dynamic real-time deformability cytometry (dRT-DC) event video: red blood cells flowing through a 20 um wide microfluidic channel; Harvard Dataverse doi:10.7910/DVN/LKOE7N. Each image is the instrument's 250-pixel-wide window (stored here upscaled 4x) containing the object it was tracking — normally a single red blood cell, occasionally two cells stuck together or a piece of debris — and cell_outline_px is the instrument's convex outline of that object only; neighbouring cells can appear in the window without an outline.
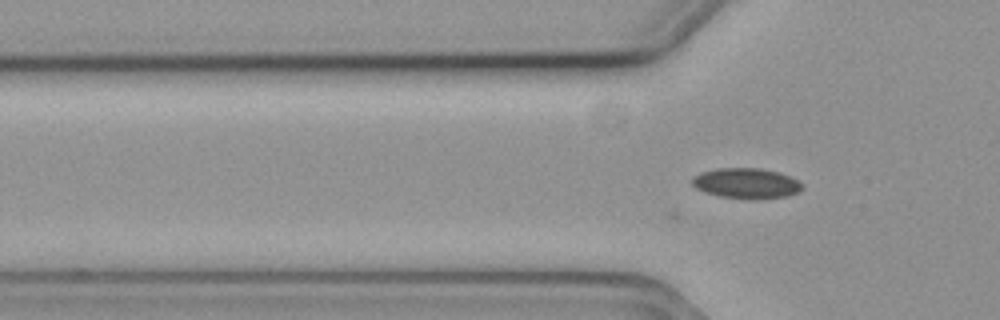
{"species": "common noctule bat (a hibernating species)", "species_latin": "Nyctalus noctula", "temperature_condition": "cold", "stored_images_in_passage": 7, "camera_frame_rate_fps": 3000, "um_per_image_px": 0.085, "animal": {"sex": "female", "body_mass_g": 19.3, "forearm_length_mm": 54.1}, "frame": {"image": 1, "passage_image": 3, "time_ms": 0.667, "image_size_px": [1000, 320], "cell_outline_px": [[804, 188], [800, 192], [788, 196], [760, 200], [752, 200], [720, 196], [704, 192], [696, 188], [692, 184], [692, 176], [700, 172], [716, 168], [760, 168], [776, 172], [788, 176], [804, 184]], "centroid_in_image_um": [63.44, 15.6], "position_along_channel_um": 62.4, "area_um2": 19.83}}
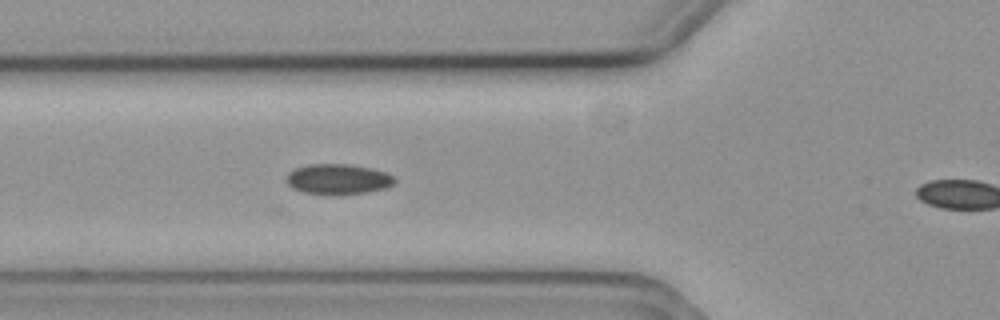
{"frame": {"image": 2, "passage_image": 6, "time_ms": 1.667, "image_size_px": [1000, 320], "cell_outline_px": [[396, 180], [392, 184], [384, 188], [368, 192], [304, 192], [292, 188], [284, 180], [288, 172], [296, 168], [308, 164], [352, 164], [372, 168], [396, 176]], "centroid_in_image_um": [28.73, 15.17], "position_along_channel_um": 97.1, "area_um2": 18.61}}